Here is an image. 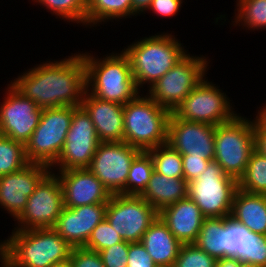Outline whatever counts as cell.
Here are the masks:
<instances>
[{
  "label": "cell",
  "mask_w": 266,
  "mask_h": 267,
  "mask_svg": "<svg viewBox=\"0 0 266 267\" xmlns=\"http://www.w3.org/2000/svg\"><path fill=\"white\" fill-rule=\"evenodd\" d=\"M9 83L42 109L81 106L86 92L85 64L81 51L63 59L43 60L19 73Z\"/></svg>",
  "instance_id": "obj_1"
},
{
  "label": "cell",
  "mask_w": 266,
  "mask_h": 267,
  "mask_svg": "<svg viewBox=\"0 0 266 267\" xmlns=\"http://www.w3.org/2000/svg\"><path fill=\"white\" fill-rule=\"evenodd\" d=\"M10 233L0 240V267H50L70 258L73 247L53 228Z\"/></svg>",
  "instance_id": "obj_2"
},
{
  "label": "cell",
  "mask_w": 266,
  "mask_h": 267,
  "mask_svg": "<svg viewBox=\"0 0 266 267\" xmlns=\"http://www.w3.org/2000/svg\"><path fill=\"white\" fill-rule=\"evenodd\" d=\"M169 32L140 37L122 49L129 58L132 75L141 92H146L189 51L173 35L174 31Z\"/></svg>",
  "instance_id": "obj_3"
},
{
  "label": "cell",
  "mask_w": 266,
  "mask_h": 267,
  "mask_svg": "<svg viewBox=\"0 0 266 267\" xmlns=\"http://www.w3.org/2000/svg\"><path fill=\"white\" fill-rule=\"evenodd\" d=\"M90 52H81L88 93L103 100L125 105L141 92L132 75L129 58L123 50H112L101 57Z\"/></svg>",
  "instance_id": "obj_4"
},
{
  "label": "cell",
  "mask_w": 266,
  "mask_h": 267,
  "mask_svg": "<svg viewBox=\"0 0 266 267\" xmlns=\"http://www.w3.org/2000/svg\"><path fill=\"white\" fill-rule=\"evenodd\" d=\"M144 93L140 92L123 108V141L141 151L167 143L168 123L172 113Z\"/></svg>",
  "instance_id": "obj_5"
},
{
  "label": "cell",
  "mask_w": 266,
  "mask_h": 267,
  "mask_svg": "<svg viewBox=\"0 0 266 267\" xmlns=\"http://www.w3.org/2000/svg\"><path fill=\"white\" fill-rule=\"evenodd\" d=\"M238 113L215 126L214 159L224 173L237 181L244 175L254 147V119Z\"/></svg>",
  "instance_id": "obj_6"
},
{
  "label": "cell",
  "mask_w": 266,
  "mask_h": 267,
  "mask_svg": "<svg viewBox=\"0 0 266 267\" xmlns=\"http://www.w3.org/2000/svg\"><path fill=\"white\" fill-rule=\"evenodd\" d=\"M210 62L206 55L188 52L145 93L158 105L173 112L207 76Z\"/></svg>",
  "instance_id": "obj_7"
},
{
  "label": "cell",
  "mask_w": 266,
  "mask_h": 267,
  "mask_svg": "<svg viewBox=\"0 0 266 267\" xmlns=\"http://www.w3.org/2000/svg\"><path fill=\"white\" fill-rule=\"evenodd\" d=\"M73 116V106L43 109L40 122L25 144L28 162L52 167L63 149Z\"/></svg>",
  "instance_id": "obj_8"
},
{
  "label": "cell",
  "mask_w": 266,
  "mask_h": 267,
  "mask_svg": "<svg viewBox=\"0 0 266 267\" xmlns=\"http://www.w3.org/2000/svg\"><path fill=\"white\" fill-rule=\"evenodd\" d=\"M238 181L224 173L212 160L205 171L188 183V197L200 208L206 218L231 215Z\"/></svg>",
  "instance_id": "obj_9"
},
{
  "label": "cell",
  "mask_w": 266,
  "mask_h": 267,
  "mask_svg": "<svg viewBox=\"0 0 266 267\" xmlns=\"http://www.w3.org/2000/svg\"><path fill=\"white\" fill-rule=\"evenodd\" d=\"M213 81L203 78L172 113L179 119L215 126L232 120L238 114L235 110L238 108H234L227 91Z\"/></svg>",
  "instance_id": "obj_10"
},
{
  "label": "cell",
  "mask_w": 266,
  "mask_h": 267,
  "mask_svg": "<svg viewBox=\"0 0 266 267\" xmlns=\"http://www.w3.org/2000/svg\"><path fill=\"white\" fill-rule=\"evenodd\" d=\"M159 216V212L141 196L112 194L105 218L123 241L141 242L144 232Z\"/></svg>",
  "instance_id": "obj_11"
},
{
  "label": "cell",
  "mask_w": 266,
  "mask_h": 267,
  "mask_svg": "<svg viewBox=\"0 0 266 267\" xmlns=\"http://www.w3.org/2000/svg\"><path fill=\"white\" fill-rule=\"evenodd\" d=\"M63 207V191L59 178L50 171L28 197L26 207L14 221L12 230L52 228Z\"/></svg>",
  "instance_id": "obj_12"
},
{
  "label": "cell",
  "mask_w": 266,
  "mask_h": 267,
  "mask_svg": "<svg viewBox=\"0 0 266 267\" xmlns=\"http://www.w3.org/2000/svg\"><path fill=\"white\" fill-rule=\"evenodd\" d=\"M95 126L82 106H73V116L63 149L51 171L88 168L99 144Z\"/></svg>",
  "instance_id": "obj_13"
},
{
  "label": "cell",
  "mask_w": 266,
  "mask_h": 267,
  "mask_svg": "<svg viewBox=\"0 0 266 267\" xmlns=\"http://www.w3.org/2000/svg\"><path fill=\"white\" fill-rule=\"evenodd\" d=\"M140 149L126 142H100L88 169L111 194H124L129 169Z\"/></svg>",
  "instance_id": "obj_14"
},
{
  "label": "cell",
  "mask_w": 266,
  "mask_h": 267,
  "mask_svg": "<svg viewBox=\"0 0 266 267\" xmlns=\"http://www.w3.org/2000/svg\"><path fill=\"white\" fill-rule=\"evenodd\" d=\"M6 85L0 102V135L25 145L38 126L43 109L10 83Z\"/></svg>",
  "instance_id": "obj_15"
},
{
  "label": "cell",
  "mask_w": 266,
  "mask_h": 267,
  "mask_svg": "<svg viewBox=\"0 0 266 267\" xmlns=\"http://www.w3.org/2000/svg\"><path fill=\"white\" fill-rule=\"evenodd\" d=\"M51 171L50 167L29 162L14 173L0 177V208L15 221L26 207L28 197Z\"/></svg>",
  "instance_id": "obj_16"
},
{
  "label": "cell",
  "mask_w": 266,
  "mask_h": 267,
  "mask_svg": "<svg viewBox=\"0 0 266 267\" xmlns=\"http://www.w3.org/2000/svg\"><path fill=\"white\" fill-rule=\"evenodd\" d=\"M167 143L181 155L214 159L215 125L186 121L171 113Z\"/></svg>",
  "instance_id": "obj_17"
},
{
  "label": "cell",
  "mask_w": 266,
  "mask_h": 267,
  "mask_svg": "<svg viewBox=\"0 0 266 267\" xmlns=\"http://www.w3.org/2000/svg\"><path fill=\"white\" fill-rule=\"evenodd\" d=\"M52 172L59 178L64 207L76 208L83 205L108 203L112 196L88 168Z\"/></svg>",
  "instance_id": "obj_18"
},
{
  "label": "cell",
  "mask_w": 266,
  "mask_h": 267,
  "mask_svg": "<svg viewBox=\"0 0 266 267\" xmlns=\"http://www.w3.org/2000/svg\"><path fill=\"white\" fill-rule=\"evenodd\" d=\"M107 203L63 207L52 227L73 248L84 247L92 230L105 218Z\"/></svg>",
  "instance_id": "obj_19"
},
{
  "label": "cell",
  "mask_w": 266,
  "mask_h": 267,
  "mask_svg": "<svg viewBox=\"0 0 266 267\" xmlns=\"http://www.w3.org/2000/svg\"><path fill=\"white\" fill-rule=\"evenodd\" d=\"M81 106L93 122L99 142H123L124 105L97 98L86 91Z\"/></svg>",
  "instance_id": "obj_20"
},
{
  "label": "cell",
  "mask_w": 266,
  "mask_h": 267,
  "mask_svg": "<svg viewBox=\"0 0 266 267\" xmlns=\"http://www.w3.org/2000/svg\"><path fill=\"white\" fill-rule=\"evenodd\" d=\"M159 217L182 244L197 241L203 221L206 218L189 197L163 208L159 212Z\"/></svg>",
  "instance_id": "obj_21"
},
{
  "label": "cell",
  "mask_w": 266,
  "mask_h": 267,
  "mask_svg": "<svg viewBox=\"0 0 266 267\" xmlns=\"http://www.w3.org/2000/svg\"><path fill=\"white\" fill-rule=\"evenodd\" d=\"M141 243L157 267L173 266L182 246L159 216L144 232Z\"/></svg>",
  "instance_id": "obj_22"
},
{
  "label": "cell",
  "mask_w": 266,
  "mask_h": 267,
  "mask_svg": "<svg viewBox=\"0 0 266 267\" xmlns=\"http://www.w3.org/2000/svg\"><path fill=\"white\" fill-rule=\"evenodd\" d=\"M231 217L254 233L266 235V195L236 190Z\"/></svg>",
  "instance_id": "obj_23"
},
{
  "label": "cell",
  "mask_w": 266,
  "mask_h": 267,
  "mask_svg": "<svg viewBox=\"0 0 266 267\" xmlns=\"http://www.w3.org/2000/svg\"><path fill=\"white\" fill-rule=\"evenodd\" d=\"M141 197L160 212L188 197V182L184 178L167 177L154 170Z\"/></svg>",
  "instance_id": "obj_24"
},
{
  "label": "cell",
  "mask_w": 266,
  "mask_h": 267,
  "mask_svg": "<svg viewBox=\"0 0 266 267\" xmlns=\"http://www.w3.org/2000/svg\"><path fill=\"white\" fill-rule=\"evenodd\" d=\"M126 18H132L131 0H87L86 28L95 30L100 24L121 23Z\"/></svg>",
  "instance_id": "obj_25"
},
{
  "label": "cell",
  "mask_w": 266,
  "mask_h": 267,
  "mask_svg": "<svg viewBox=\"0 0 266 267\" xmlns=\"http://www.w3.org/2000/svg\"><path fill=\"white\" fill-rule=\"evenodd\" d=\"M195 244L217 260L225 258L226 217L205 218Z\"/></svg>",
  "instance_id": "obj_26"
},
{
  "label": "cell",
  "mask_w": 266,
  "mask_h": 267,
  "mask_svg": "<svg viewBox=\"0 0 266 267\" xmlns=\"http://www.w3.org/2000/svg\"><path fill=\"white\" fill-rule=\"evenodd\" d=\"M231 27L244 31L266 30V0H236ZM241 26V27H240Z\"/></svg>",
  "instance_id": "obj_27"
},
{
  "label": "cell",
  "mask_w": 266,
  "mask_h": 267,
  "mask_svg": "<svg viewBox=\"0 0 266 267\" xmlns=\"http://www.w3.org/2000/svg\"><path fill=\"white\" fill-rule=\"evenodd\" d=\"M30 1V0H29ZM33 5H40L55 18L68 24H79L86 28L87 0H31Z\"/></svg>",
  "instance_id": "obj_28"
},
{
  "label": "cell",
  "mask_w": 266,
  "mask_h": 267,
  "mask_svg": "<svg viewBox=\"0 0 266 267\" xmlns=\"http://www.w3.org/2000/svg\"><path fill=\"white\" fill-rule=\"evenodd\" d=\"M233 258L242 264L266 267V235L254 233L242 224L240 250Z\"/></svg>",
  "instance_id": "obj_29"
},
{
  "label": "cell",
  "mask_w": 266,
  "mask_h": 267,
  "mask_svg": "<svg viewBox=\"0 0 266 267\" xmlns=\"http://www.w3.org/2000/svg\"><path fill=\"white\" fill-rule=\"evenodd\" d=\"M238 188L247 193L266 195V157L255 149L244 175L238 180Z\"/></svg>",
  "instance_id": "obj_30"
},
{
  "label": "cell",
  "mask_w": 266,
  "mask_h": 267,
  "mask_svg": "<svg viewBox=\"0 0 266 267\" xmlns=\"http://www.w3.org/2000/svg\"><path fill=\"white\" fill-rule=\"evenodd\" d=\"M154 164L147 151H141L132 161L129 169L125 195L141 196L149 183Z\"/></svg>",
  "instance_id": "obj_31"
},
{
  "label": "cell",
  "mask_w": 266,
  "mask_h": 267,
  "mask_svg": "<svg viewBox=\"0 0 266 267\" xmlns=\"http://www.w3.org/2000/svg\"><path fill=\"white\" fill-rule=\"evenodd\" d=\"M150 154L154 170L167 177L184 178L182 155L170 144L164 143L147 150Z\"/></svg>",
  "instance_id": "obj_32"
},
{
  "label": "cell",
  "mask_w": 266,
  "mask_h": 267,
  "mask_svg": "<svg viewBox=\"0 0 266 267\" xmlns=\"http://www.w3.org/2000/svg\"><path fill=\"white\" fill-rule=\"evenodd\" d=\"M28 163L25 145L0 135V177L20 170Z\"/></svg>",
  "instance_id": "obj_33"
},
{
  "label": "cell",
  "mask_w": 266,
  "mask_h": 267,
  "mask_svg": "<svg viewBox=\"0 0 266 267\" xmlns=\"http://www.w3.org/2000/svg\"><path fill=\"white\" fill-rule=\"evenodd\" d=\"M218 260L195 243L182 244L173 267H217Z\"/></svg>",
  "instance_id": "obj_34"
},
{
  "label": "cell",
  "mask_w": 266,
  "mask_h": 267,
  "mask_svg": "<svg viewBox=\"0 0 266 267\" xmlns=\"http://www.w3.org/2000/svg\"><path fill=\"white\" fill-rule=\"evenodd\" d=\"M119 242H123L122 237L115 231V229H113L108 220L104 218L92 230V233L84 247L99 252Z\"/></svg>",
  "instance_id": "obj_35"
},
{
  "label": "cell",
  "mask_w": 266,
  "mask_h": 267,
  "mask_svg": "<svg viewBox=\"0 0 266 267\" xmlns=\"http://www.w3.org/2000/svg\"><path fill=\"white\" fill-rule=\"evenodd\" d=\"M129 242H119L98 253L105 267H127Z\"/></svg>",
  "instance_id": "obj_36"
},
{
  "label": "cell",
  "mask_w": 266,
  "mask_h": 267,
  "mask_svg": "<svg viewBox=\"0 0 266 267\" xmlns=\"http://www.w3.org/2000/svg\"><path fill=\"white\" fill-rule=\"evenodd\" d=\"M242 240V223L236 221L233 217H226V248L225 258H233L240 250Z\"/></svg>",
  "instance_id": "obj_37"
},
{
  "label": "cell",
  "mask_w": 266,
  "mask_h": 267,
  "mask_svg": "<svg viewBox=\"0 0 266 267\" xmlns=\"http://www.w3.org/2000/svg\"><path fill=\"white\" fill-rule=\"evenodd\" d=\"M70 259L74 267H105L100 254L85 247L72 248Z\"/></svg>",
  "instance_id": "obj_38"
},
{
  "label": "cell",
  "mask_w": 266,
  "mask_h": 267,
  "mask_svg": "<svg viewBox=\"0 0 266 267\" xmlns=\"http://www.w3.org/2000/svg\"><path fill=\"white\" fill-rule=\"evenodd\" d=\"M127 267H157L141 242L129 244Z\"/></svg>",
  "instance_id": "obj_39"
},
{
  "label": "cell",
  "mask_w": 266,
  "mask_h": 267,
  "mask_svg": "<svg viewBox=\"0 0 266 267\" xmlns=\"http://www.w3.org/2000/svg\"><path fill=\"white\" fill-rule=\"evenodd\" d=\"M181 0H152L146 13H154L156 17L172 18L177 16L183 8Z\"/></svg>",
  "instance_id": "obj_40"
},
{
  "label": "cell",
  "mask_w": 266,
  "mask_h": 267,
  "mask_svg": "<svg viewBox=\"0 0 266 267\" xmlns=\"http://www.w3.org/2000/svg\"><path fill=\"white\" fill-rule=\"evenodd\" d=\"M213 159H203L192 157L191 155H182V168L184 179L189 183L201 175L208 163Z\"/></svg>",
  "instance_id": "obj_41"
},
{
  "label": "cell",
  "mask_w": 266,
  "mask_h": 267,
  "mask_svg": "<svg viewBox=\"0 0 266 267\" xmlns=\"http://www.w3.org/2000/svg\"><path fill=\"white\" fill-rule=\"evenodd\" d=\"M254 147L266 157V129L254 120Z\"/></svg>",
  "instance_id": "obj_42"
},
{
  "label": "cell",
  "mask_w": 266,
  "mask_h": 267,
  "mask_svg": "<svg viewBox=\"0 0 266 267\" xmlns=\"http://www.w3.org/2000/svg\"><path fill=\"white\" fill-rule=\"evenodd\" d=\"M152 0H131L132 5V18L146 14L151 5Z\"/></svg>",
  "instance_id": "obj_43"
},
{
  "label": "cell",
  "mask_w": 266,
  "mask_h": 267,
  "mask_svg": "<svg viewBox=\"0 0 266 267\" xmlns=\"http://www.w3.org/2000/svg\"><path fill=\"white\" fill-rule=\"evenodd\" d=\"M264 103H262L261 106L258 107L259 109L256 110L257 114L255 113V117L253 118L260 126L266 129V101Z\"/></svg>",
  "instance_id": "obj_44"
},
{
  "label": "cell",
  "mask_w": 266,
  "mask_h": 267,
  "mask_svg": "<svg viewBox=\"0 0 266 267\" xmlns=\"http://www.w3.org/2000/svg\"><path fill=\"white\" fill-rule=\"evenodd\" d=\"M217 267H242V263L238 262L235 258H222L217 262Z\"/></svg>",
  "instance_id": "obj_45"
},
{
  "label": "cell",
  "mask_w": 266,
  "mask_h": 267,
  "mask_svg": "<svg viewBox=\"0 0 266 267\" xmlns=\"http://www.w3.org/2000/svg\"><path fill=\"white\" fill-rule=\"evenodd\" d=\"M50 267H74V266H73L71 259L69 258L65 261L55 263L51 265Z\"/></svg>",
  "instance_id": "obj_46"
},
{
  "label": "cell",
  "mask_w": 266,
  "mask_h": 267,
  "mask_svg": "<svg viewBox=\"0 0 266 267\" xmlns=\"http://www.w3.org/2000/svg\"><path fill=\"white\" fill-rule=\"evenodd\" d=\"M242 267H261V266L250 265V264H242Z\"/></svg>",
  "instance_id": "obj_47"
}]
</instances>
